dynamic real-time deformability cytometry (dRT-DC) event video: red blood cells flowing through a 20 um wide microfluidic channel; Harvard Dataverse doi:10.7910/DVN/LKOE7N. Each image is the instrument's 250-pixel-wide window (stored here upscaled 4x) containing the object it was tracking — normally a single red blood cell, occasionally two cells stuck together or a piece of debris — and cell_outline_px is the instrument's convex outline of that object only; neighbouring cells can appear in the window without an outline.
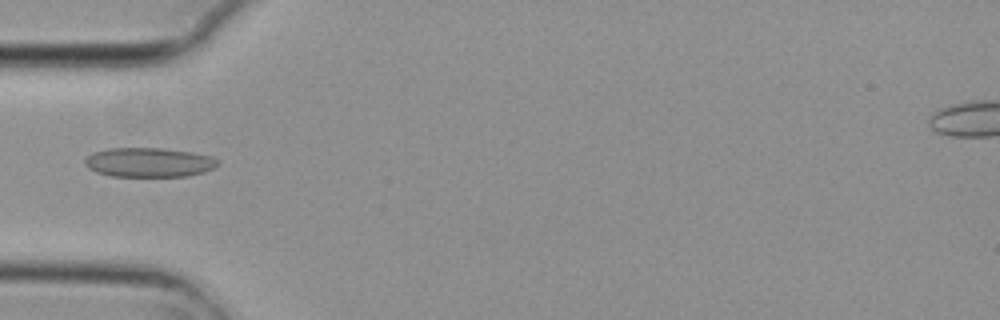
{"species": "common noctule bat (a hibernating species)", "species_latin": "Nyctalus noctula", "temperature_condition": "cold", "stored_images_in_passage": 3, "camera_frame_rate_fps": 3000, "um_per_image_px": 0.085, "animal": {"sex": "female", "body_mass_g": 29.2, "forearm_length_mm": 56.3}, "frame": {"image": 1, "passage_image": 3, "time_ms": 0.667, "image_size_px": [1000, 320], "cell_outline_px": [[220, 164], [204, 172], [188, 176], [112, 176], [96, 172], [88, 168], [84, 164], [84, 160], [92, 152], [108, 148], [160, 148], [192, 152], [212, 156], [220, 160]], "centroid_in_image_um": [12.67, 13.79], "position_along_channel_um": 72.3, "area_um2": 22.89}}